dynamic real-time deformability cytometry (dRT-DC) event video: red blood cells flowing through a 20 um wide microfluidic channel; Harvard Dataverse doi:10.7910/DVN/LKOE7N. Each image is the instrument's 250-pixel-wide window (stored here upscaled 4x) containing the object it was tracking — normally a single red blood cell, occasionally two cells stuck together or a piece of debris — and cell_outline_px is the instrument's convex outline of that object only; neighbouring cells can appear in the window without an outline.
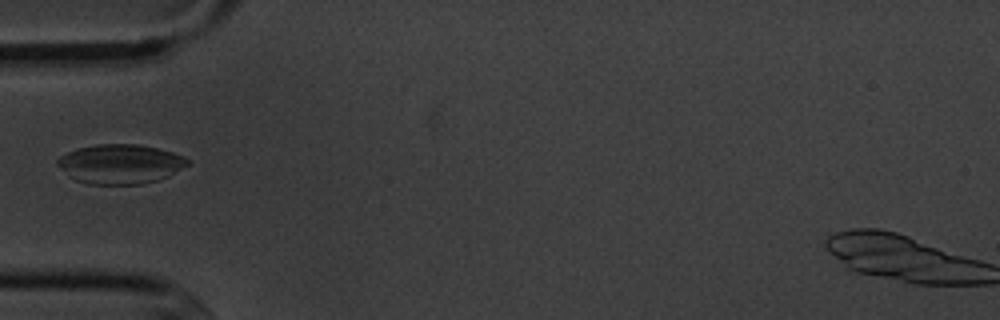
{"species": "common noctule bat (a hibernating species)", "species_latin": "Nyctalus noctula", "temperature_condition": "cold", "stored_images_in_passage": 6, "camera_frame_rate_fps": 3000, "um_per_image_px": 0.085, "animal": {"sex": "male", "body_mass_g": 20.1, "forearm_length_mm": 53.5}, "frame": {"image": 1, "passage_image": 5, "time_ms": 4.667, "image_size_px": [1000, 320], "cell_outline_px": [[192, 160], [188, 164], [168, 176], [156, 180], [140, 184], [88, 184], [76, 180], [68, 176], [56, 164], [56, 160], [60, 156], [68, 152], [80, 148], [96, 144], [136, 144], [156, 148], [172, 152], [184, 156]], "centroid_in_image_um": [10.21, 13.94], "position_along_channel_um": 74.8, "area_um2": 29.77}}
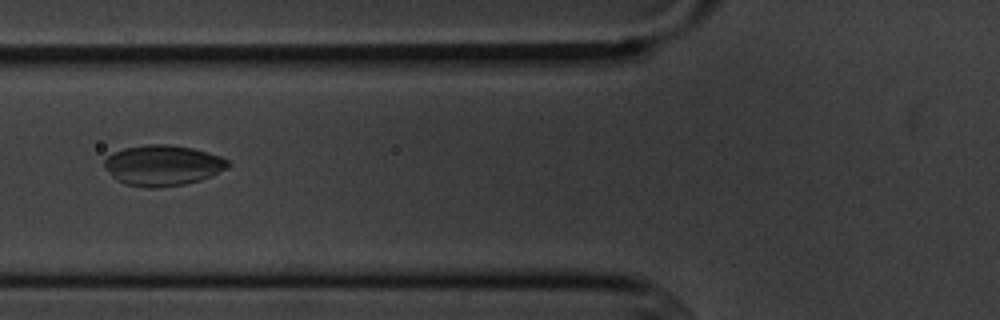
{"frame": {"image": 2, "passage_image": 6, "time_ms": 5.667, "image_size_px": [1000, 320], "cell_outline_px": [[232, 164], [228, 168], [200, 180], [184, 184], [156, 188], [144, 188], [124, 184], [116, 180], [112, 176], [104, 164], [104, 160], [112, 152], [124, 148], [148, 144], [168, 144], [192, 148], [208, 152], [220, 156], [228, 160]], "centroid_in_image_um": [13.83, 14.06], "position_along_channel_um": 112.0, "area_um2": 29.36}}